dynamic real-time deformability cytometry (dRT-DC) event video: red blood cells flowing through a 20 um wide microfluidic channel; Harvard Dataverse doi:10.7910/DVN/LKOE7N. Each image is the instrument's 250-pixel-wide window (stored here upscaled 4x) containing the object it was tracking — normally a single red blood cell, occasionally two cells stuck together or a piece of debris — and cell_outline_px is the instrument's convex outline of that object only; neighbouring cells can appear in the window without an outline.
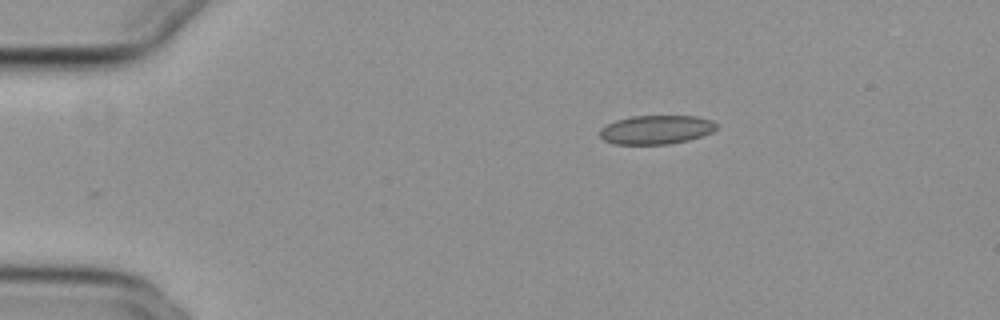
{"species": "common noctule bat (a hibernating species)", "species_latin": "Nyctalus noctula", "temperature_condition": "cold", "stored_images_in_passage": 46, "camera_frame_rate_fps": 3000, "um_per_image_px": 0.085, "animal": {"sex": "female", "body_mass_g": 29.2, "forearm_length_mm": 56.3}, "frame": {"image": 1, "passage_image": 1, "time_ms": 0.0, "image_size_px": [1000, 320], "cell_outline_px": [[716, 128], [712, 132], [688, 140], [668, 144], [612, 144], [604, 140], [600, 136], [600, 128], [616, 120], [632, 116], [696, 116], [712, 120], [716, 124]], "centroid_in_image_um": [55.76, 11.02], "position_along_channel_um": 29.2, "area_um2": 19.54}}
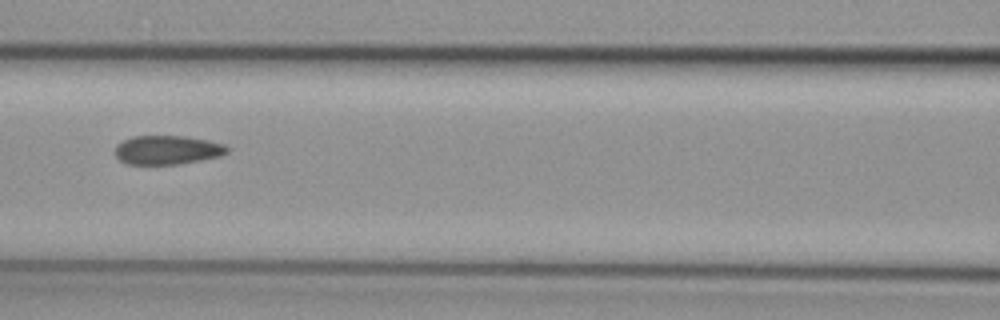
{"frame": {"image": 2, "passage_image": 16, "time_ms": 5.0, "image_size_px": [1000, 320], "cell_outline_px": [[228, 152], [220, 156], [200, 160], [176, 164], [128, 164], [120, 160], [116, 156], [116, 144], [132, 136], [184, 136], [208, 140], [224, 144], [228, 148]], "centroid_in_image_um": [14.22, 12.74], "position_along_channel_um": 152.4, "area_um2": 18.79}}
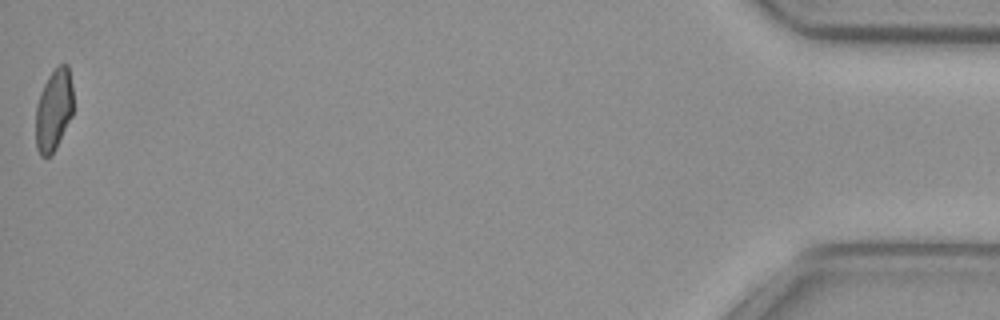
{"frame": {"image": 3, "passage_image": 46, "time_ms": 15.0, "image_size_px": [1000, 320], "cell_outline_px": [[72, 116], [56, 148], [48, 156], [40, 156], [36, 148], [36, 104], [40, 92], [48, 76], [60, 64], [68, 64], [72, 84]], "centroid_in_image_um": [4.56, 9.34], "position_along_channel_um": 430.6, "area_um2": 17.86}, "authors_computed_cell_mechanics": {"area_um2": 19.4497, "velocity_mm_per_s": 3.7619, "shape_relaxation_time_tau1_ms": null, "shape_relaxation_time_tau2_ms": 1.7529, "deformation_change_tau1": null, "deformation_change_tau2": 0.0691}}